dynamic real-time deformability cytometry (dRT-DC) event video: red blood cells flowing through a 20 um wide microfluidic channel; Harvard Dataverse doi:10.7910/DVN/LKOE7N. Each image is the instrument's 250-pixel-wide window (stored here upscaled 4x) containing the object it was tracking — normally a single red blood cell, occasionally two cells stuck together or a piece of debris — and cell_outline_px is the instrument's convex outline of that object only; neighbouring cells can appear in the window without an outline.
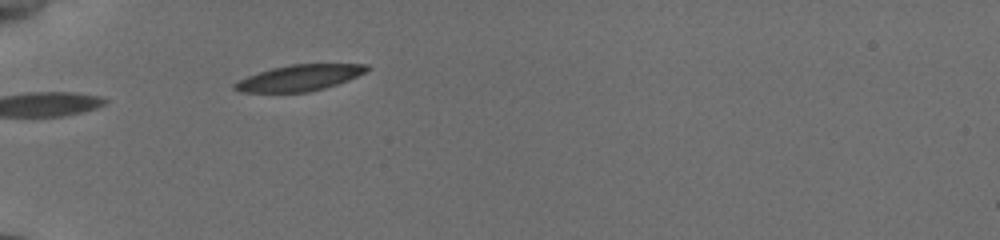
{"species": "common noctule bat (a hibernating species)", "species_latin": "Nyctalus noctula", "temperature_condition": "cold", "stored_images_in_passage": 8, "camera_frame_rate_fps": 3000, "um_per_image_px": 0.085, "animal": {"sex": "female", "body_mass_g": 19.5, "forearm_length_mm": 54.1}, "frame": {"image": 1, "passage_image": 1, "time_ms": 0.0, "image_size_px": [1000, 240], "cell_outline_px": [[368, 68], [364, 72], [348, 80], [324, 88], [308, 92], [240, 92], [232, 88], [232, 84], [248, 76], [272, 68], [292, 64], [368, 64]], "centroid_in_image_um": [25.42, 6.62], "position_along_channel_um": 59.6, "area_um2": 19.77}}